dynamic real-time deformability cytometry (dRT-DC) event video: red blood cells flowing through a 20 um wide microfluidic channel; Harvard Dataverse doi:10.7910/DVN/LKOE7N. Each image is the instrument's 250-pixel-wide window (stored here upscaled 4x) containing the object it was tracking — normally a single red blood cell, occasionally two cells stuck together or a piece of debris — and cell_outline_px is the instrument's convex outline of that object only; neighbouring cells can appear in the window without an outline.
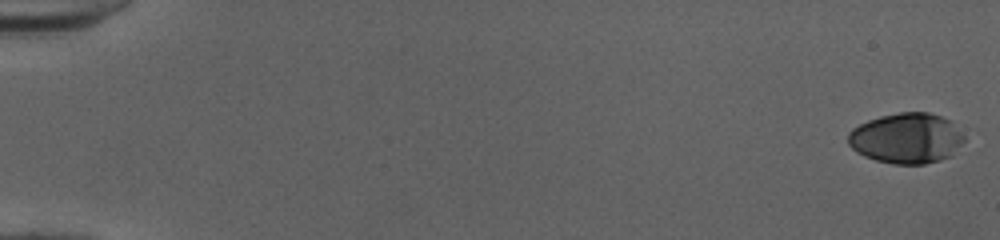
{"species": "human", "species_latin": "Homo sapiens", "temperature_condition": "cold", "stored_images_in_passage": 52, "camera_frame_rate_fps": 3000, "um_per_image_px": 0.085, "donor": {"sex": "female"}, "frame": {"image": 1, "passage_image": 1, "time_ms": 0.0, "image_size_px": [1000, 240], "cell_outline_px": [[964, 140], [952, 156], [940, 160], [924, 164], [892, 164], [876, 160], [864, 156], [856, 152], [848, 144], [848, 132], [852, 128], [868, 120], [880, 116], [900, 112], [928, 112], [940, 116], [948, 120], [964, 136]], "centroid_in_image_um": [77.02, 11.76], "position_along_channel_um": 8.0, "area_um2": 34.1}}
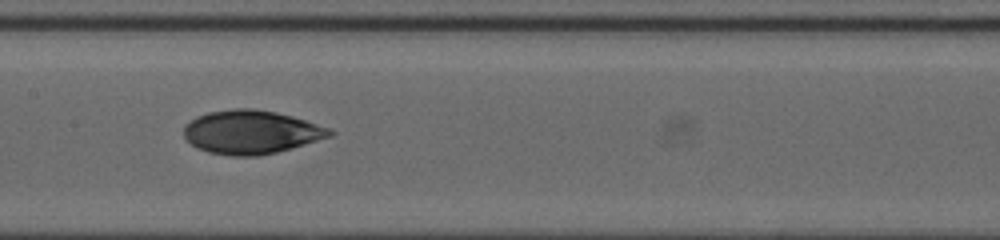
{"frame": {"image": 2, "passage_image": 28, "time_ms": 9.0, "image_size_px": [1000, 240], "cell_outline_px": [[336, 132], [332, 136], [292, 148], [260, 156], [232, 156], [208, 152], [196, 148], [184, 136], [184, 124], [196, 116], [208, 112], [236, 108], [252, 108], [276, 112], [292, 116], [328, 128]], "centroid_in_image_um": [21.32, 11.23], "position_along_channel_um": 186.1, "area_um2": 37.11}}
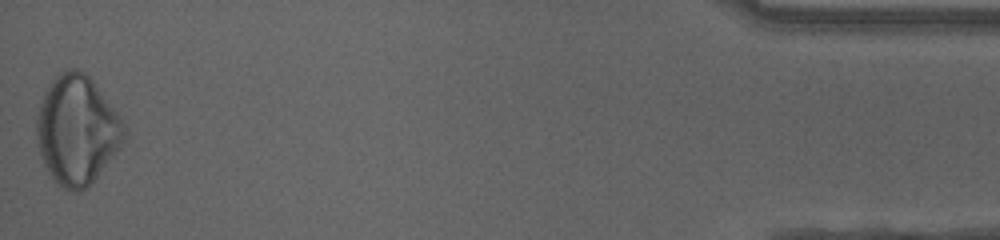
{"frame": {"image": 3, "passage_image": 52, "time_ms": 17.0, "image_size_px": [1000, 240], "cell_outline_px": [[128, 128], [124, 140], [120, 148], [96, 176], [80, 192], [72, 192], [56, 184], [44, 164], [36, 140], [36, 116], [44, 92], [52, 80], [60, 72], [72, 68], [76, 68], [84, 72], [92, 80], [120, 116]], "centroid_in_image_um": [6.54, 11.04], "position_along_channel_um": 428.7, "area_um2": 55.37}, "authors_computed_cell_mechanics": {"area_um2": 36.414, "velocity_mm_per_s": 4.0475, "shape_relaxation_time_tau1_ms": 4.9672, "shape_relaxation_time_tau2_ms": 1.717, "deformation_change_tau1": 0.171, "deformation_change_tau2": 0.0504}}